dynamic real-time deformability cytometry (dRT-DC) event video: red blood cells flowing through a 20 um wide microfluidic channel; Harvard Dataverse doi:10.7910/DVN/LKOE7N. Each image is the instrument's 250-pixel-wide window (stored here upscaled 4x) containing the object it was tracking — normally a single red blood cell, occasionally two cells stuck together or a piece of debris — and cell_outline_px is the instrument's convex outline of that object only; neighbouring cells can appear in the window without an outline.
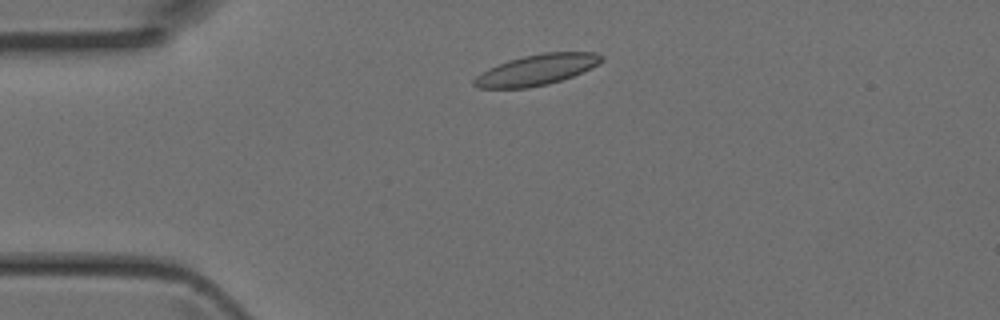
{"species": "Egyptian fruit bat (a non-hibernating species)", "species_latin": "Rousettus aegyptiacus", "temperature_condition": "room temperature", "stored_images_in_passage": 2, "camera_frame_rate_fps": 3000, "um_per_image_px": 0.085, "animal": {"sex": "female"}, "frame": {"image": 1, "passage_image": 1, "time_ms": 0.0, "image_size_px": [1000, 320], "cell_outline_px": [[604, 60], [592, 68], [572, 76], [548, 84], [528, 88], [476, 88], [472, 84], [472, 80], [476, 76], [488, 68], [508, 60], [524, 56], [544, 52], [596, 52], [604, 56]], "centroid_in_image_um": [45.61, 5.93], "position_along_channel_um": 39.4, "area_um2": 22.89}}